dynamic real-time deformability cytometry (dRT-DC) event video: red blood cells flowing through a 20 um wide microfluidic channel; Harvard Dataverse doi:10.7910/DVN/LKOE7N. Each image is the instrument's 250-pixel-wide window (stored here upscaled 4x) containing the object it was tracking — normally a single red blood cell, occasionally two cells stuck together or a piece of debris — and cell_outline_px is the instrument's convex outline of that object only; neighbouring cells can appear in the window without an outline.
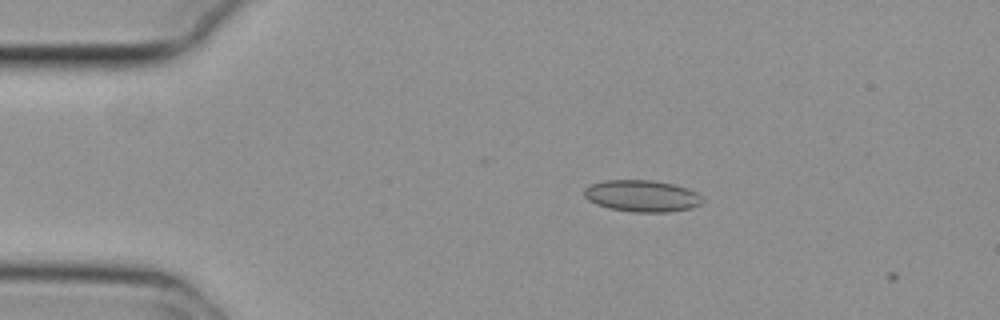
{"species": "common noctule bat (a hibernating species)", "species_latin": "Nyctalus noctula", "temperature_condition": "cold", "stored_images_in_passage": 5, "camera_frame_rate_fps": 3000, "um_per_image_px": 0.085, "animal": {"sex": "female", "body_mass_g": 29.2, "forearm_length_mm": 56.3}, "frame": {"image": 1, "passage_image": 2, "time_ms": 0.333, "image_size_px": [1000, 320], "cell_outline_px": [[704, 200], [700, 204], [692, 208], [668, 212], [632, 212], [608, 208], [596, 204], [588, 200], [584, 196], [584, 188], [592, 184], [604, 180], [652, 180], [672, 184], [688, 188], [696, 192]], "centroid_in_image_um": [54.56, 16.66], "position_along_channel_um": 30.4, "area_um2": 21.91}}